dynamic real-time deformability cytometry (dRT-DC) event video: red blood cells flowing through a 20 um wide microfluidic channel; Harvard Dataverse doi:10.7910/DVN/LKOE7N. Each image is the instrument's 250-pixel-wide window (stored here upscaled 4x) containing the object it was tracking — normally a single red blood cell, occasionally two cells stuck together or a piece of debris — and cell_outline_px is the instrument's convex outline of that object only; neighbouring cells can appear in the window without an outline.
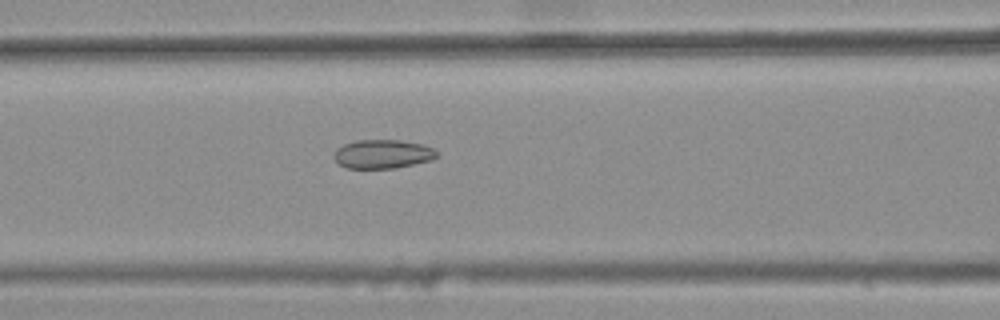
{"species": "common noctule bat (a hibernating species)", "species_latin": "Nyctalus noctula", "temperature_condition": "warm", "stored_images_in_passage": 35, "camera_frame_rate_fps": 3000, "um_per_image_px": 0.085, "animal": {"sex": "female", "body_mass_g": 25.1}, "frame": {"image": 1, "passage_image": 10, "time_ms": 3.0, "image_size_px": [1000, 320], "cell_outline_px": [[436, 156], [432, 160], [396, 168], [348, 168], [340, 164], [332, 156], [336, 148], [344, 144], [356, 140], [400, 140], [424, 144], [432, 148], [436, 152]], "centroid_in_image_um": [32.51, 13.09], "position_along_channel_um": 134.1, "area_um2": 17.28}}
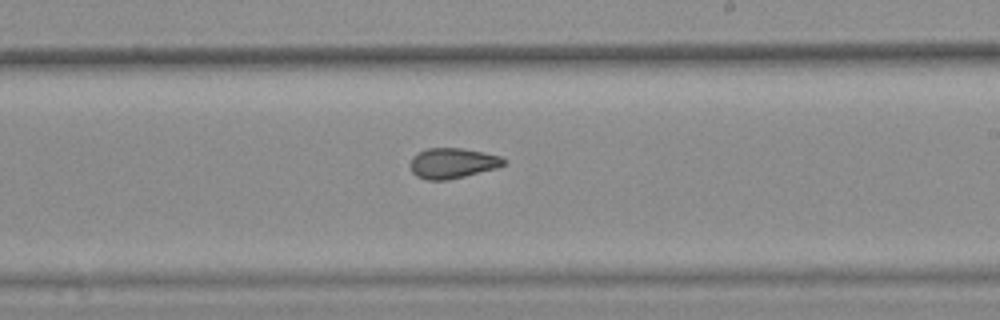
{"frame": {"image": 2, "passage_image": 19, "time_ms": 6.0, "image_size_px": [1000, 320], "cell_outline_px": [[504, 164], [496, 168], [448, 180], [428, 180], [416, 176], [412, 172], [408, 164], [412, 156], [416, 152], [428, 148], [460, 148], [484, 152], [500, 156], [504, 160]], "centroid_in_image_um": [38.39, 13.86], "position_along_channel_um": 250.6, "area_um2": 16.59}}
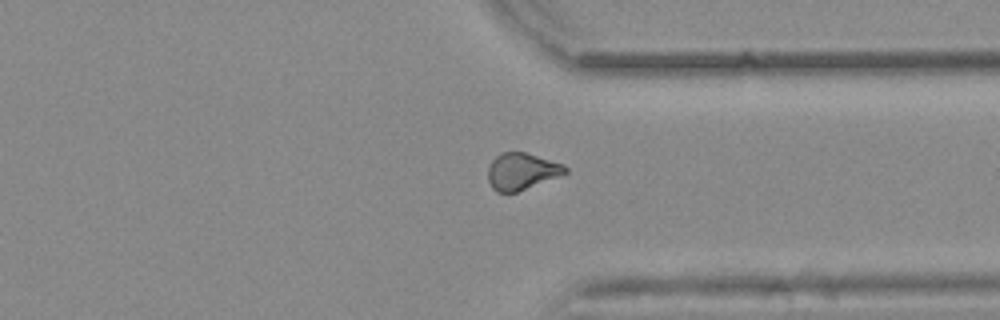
{"frame": {"image": 3, "passage_image": 28, "time_ms": 9.0, "image_size_px": [1000, 320], "cell_outline_px": [[568, 172], [560, 176], [516, 192], [496, 192], [492, 188], [488, 180], [488, 164], [500, 152], [524, 152], [564, 164], [568, 168]], "centroid_in_image_um": [44.33, 14.56], "position_along_channel_um": 367.1, "area_um2": 16.59}, "authors_computed_cell_mechanics": {"area_um2": 16.6464, "velocity_mm_per_s": 3.8901, "shape_relaxation_time_tau1_ms": null, "shape_relaxation_time_tau2_ms": 2.8775, "deformation_change_tau1": null, "deformation_change_tau2": 0.085}}